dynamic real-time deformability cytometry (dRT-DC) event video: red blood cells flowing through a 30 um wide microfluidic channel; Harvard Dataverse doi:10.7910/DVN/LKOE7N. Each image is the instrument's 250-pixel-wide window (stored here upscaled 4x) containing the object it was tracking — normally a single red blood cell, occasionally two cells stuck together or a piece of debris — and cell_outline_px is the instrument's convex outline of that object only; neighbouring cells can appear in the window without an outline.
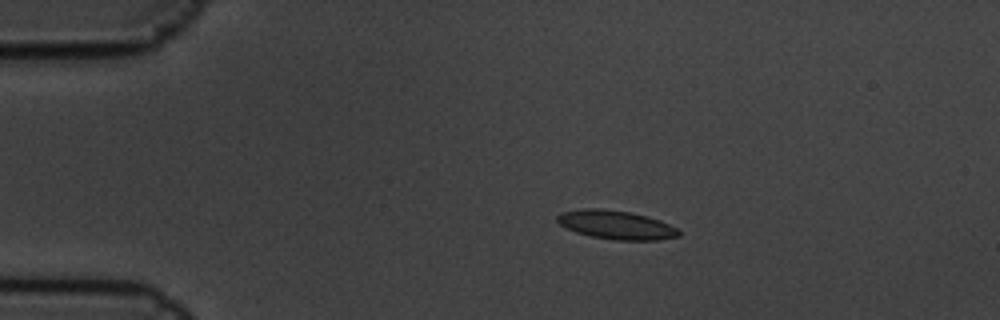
{"species": "common noctule bat (a hibernating species)", "species_latin": "Nyctalus noctula", "temperature_condition": "cold", "stored_images_in_passage": 6, "camera_frame_rate_fps": 3000, "um_per_image_px": 0.085, "animal": {"sex": "male", "body_mass_g": 19.5, "forearm_length_mm": 54.6}, "frame": {"image": 1, "passage_image": 3, "time_ms": 0.667, "image_size_px": [1000, 320], "cell_outline_px": [[680, 236], [660, 240], [616, 240], [588, 236], [576, 232], [560, 224], [556, 220], [556, 216], [560, 212], [584, 208], [600, 208], [632, 212], [648, 216], [660, 220], [676, 228], [680, 232]], "centroid_in_image_um": [52.37, 19.11], "position_along_channel_um": 32.6, "area_um2": 20.52}}
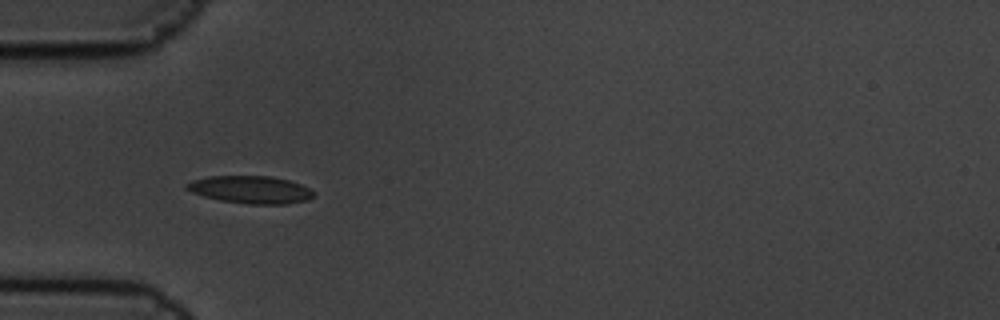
{"frame": {"image": 2, "passage_image": 5, "time_ms": 1.333, "image_size_px": [1000, 320], "cell_outline_px": [[316, 196], [308, 200], [288, 204], [248, 204], [220, 200], [204, 196], [192, 192], [184, 188], [184, 184], [192, 180], [208, 176], [272, 176], [288, 180], [300, 184], [308, 188]], "centroid_in_image_um": [21.29, 16.12], "position_along_channel_um": 63.7, "area_um2": 20.46}}
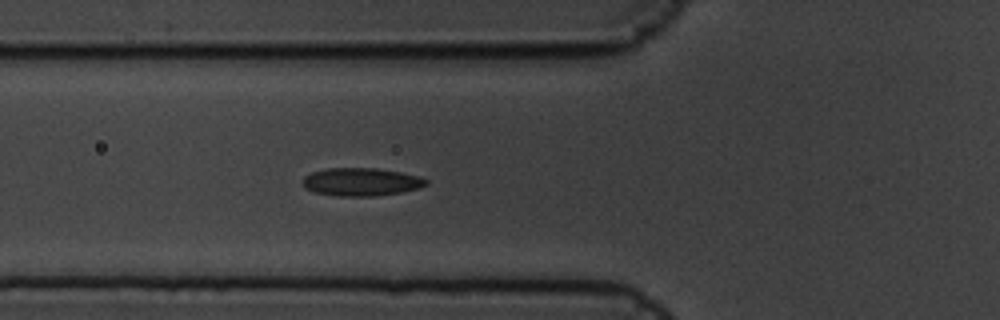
{"frame": {"image": 3, "passage_image": 6, "time_ms": 1.667, "image_size_px": [1000, 320], "cell_outline_px": [[428, 184], [420, 188], [400, 192], [372, 196], [336, 196], [312, 192], [304, 188], [300, 180], [304, 176], [312, 172], [324, 168], [376, 168], [400, 172], [420, 176], [428, 180]], "centroid_in_image_um": [30.65, 15.46], "position_along_channel_um": 95.1, "area_um2": 20.4}}